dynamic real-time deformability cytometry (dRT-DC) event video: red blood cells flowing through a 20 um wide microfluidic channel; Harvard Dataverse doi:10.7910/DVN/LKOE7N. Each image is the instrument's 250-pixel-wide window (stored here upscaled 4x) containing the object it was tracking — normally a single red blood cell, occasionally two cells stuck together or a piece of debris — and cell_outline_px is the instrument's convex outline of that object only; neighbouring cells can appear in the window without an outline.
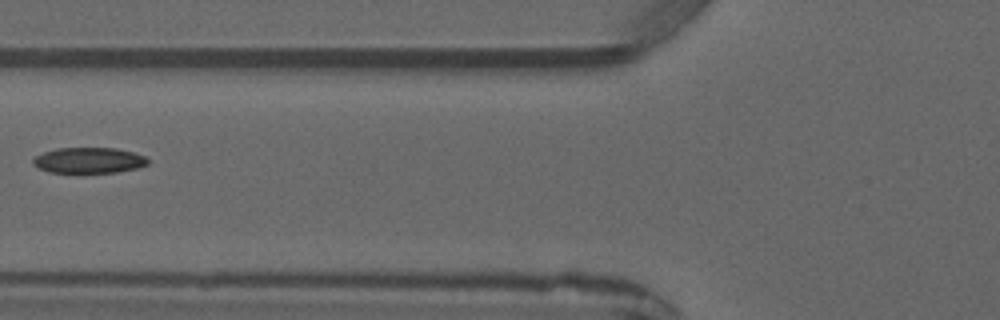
{"species": "common noctule bat (a hibernating species)", "species_latin": "Nyctalus noctula", "temperature_condition": "warm", "stored_images_in_passage": 4, "camera_frame_rate_fps": 3000, "um_per_image_px": 0.085, "animal": {"sex": "male", "forearm_length_mm": 52.5}, "frame": {"image": 1, "passage_image": 4, "time_ms": 4.333, "image_size_px": [1000, 320], "cell_outline_px": [[148, 164], [136, 168], [116, 172], [48, 172], [36, 168], [32, 164], [32, 160], [36, 156], [44, 152], [56, 148], [116, 148], [132, 152], [144, 156], [148, 160]], "centroid_in_image_um": [7.5, 13.62], "position_along_channel_um": 118.3, "area_um2": 17.11}}